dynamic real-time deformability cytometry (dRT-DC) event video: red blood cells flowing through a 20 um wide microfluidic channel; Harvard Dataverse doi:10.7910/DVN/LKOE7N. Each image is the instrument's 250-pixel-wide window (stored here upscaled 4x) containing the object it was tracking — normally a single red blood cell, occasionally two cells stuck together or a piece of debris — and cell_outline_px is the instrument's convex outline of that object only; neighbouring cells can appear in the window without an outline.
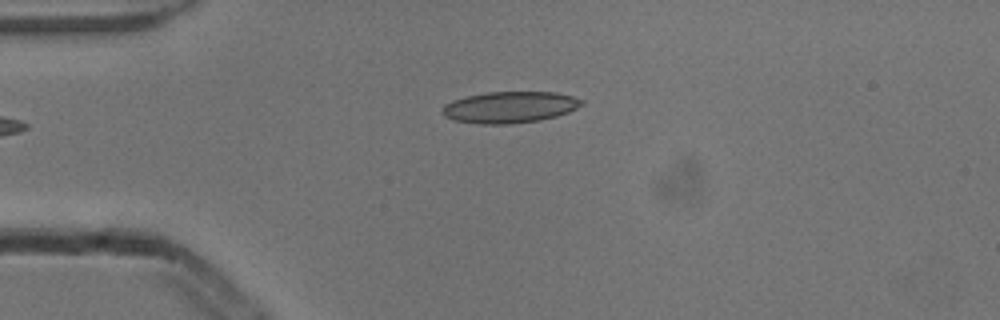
{"species": "common noctule bat (a hibernating species)", "species_latin": "Nyctalus noctula", "temperature_condition": "cold", "stored_images_in_passage": 1, "camera_frame_rate_fps": 3000, "um_per_image_px": 0.085, "animal": {"sex": "male", "body_mass_g": 13.3}, "frame": {"image": 1, "passage_image": 1, "time_ms": 0.0, "image_size_px": [1000, 320], "cell_outline_px": [[584, 104], [568, 112], [556, 116], [540, 120], [508, 124], [480, 124], [452, 120], [444, 116], [440, 112], [444, 104], [452, 100], [468, 96], [488, 92], [556, 92], [572, 96], [584, 100]], "centroid_in_image_um": [43.31, 9.11], "position_along_channel_um": 41.7, "area_um2": 25.61}}